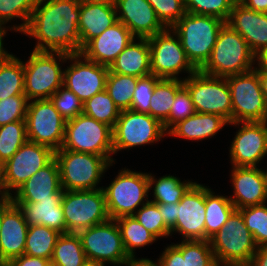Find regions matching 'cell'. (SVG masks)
Segmentation results:
<instances>
[{"instance_id": "obj_40", "label": "cell", "mask_w": 267, "mask_h": 266, "mask_svg": "<svg viewBox=\"0 0 267 266\" xmlns=\"http://www.w3.org/2000/svg\"><path fill=\"white\" fill-rule=\"evenodd\" d=\"M38 0H0V23L5 25L19 18L23 23L11 26L10 30L23 33Z\"/></svg>"}, {"instance_id": "obj_22", "label": "cell", "mask_w": 267, "mask_h": 266, "mask_svg": "<svg viewBox=\"0 0 267 266\" xmlns=\"http://www.w3.org/2000/svg\"><path fill=\"white\" fill-rule=\"evenodd\" d=\"M233 194L229 196L237 209L267 203V180L262 168L232 167Z\"/></svg>"}, {"instance_id": "obj_37", "label": "cell", "mask_w": 267, "mask_h": 266, "mask_svg": "<svg viewBox=\"0 0 267 266\" xmlns=\"http://www.w3.org/2000/svg\"><path fill=\"white\" fill-rule=\"evenodd\" d=\"M138 78L121 75L109 70L105 90L120 111L129 110Z\"/></svg>"}, {"instance_id": "obj_31", "label": "cell", "mask_w": 267, "mask_h": 266, "mask_svg": "<svg viewBox=\"0 0 267 266\" xmlns=\"http://www.w3.org/2000/svg\"><path fill=\"white\" fill-rule=\"evenodd\" d=\"M183 87V79L161 78L154 87L149 115L162 124L168 119L176 93Z\"/></svg>"}, {"instance_id": "obj_50", "label": "cell", "mask_w": 267, "mask_h": 266, "mask_svg": "<svg viewBox=\"0 0 267 266\" xmlns=\"http://www.w3.org/2000/svg\"><path fill=\"white\" fill-rule=\"evenodd\" d=\"M157 260L160 266H186V240L167 246Z\"/></svg>"}, {"instance_id": "obj_6", "label": "cell", "mask_w": 267, "mask_h": 266, "mask_svg": "<svg viewBox=\"0 0 267 266\" xmlns=\"http://www.w3.org/2000/svg\"><path fill=\"white\" fill-rule=\"evenodd\" d=\"M59 150L103 156L113 164V130L107 124L84 113L79 114L74 119L66 121L64 141Z\"/></svg>"}, {"instance_id": "obj_62", "label": "cell", "mask_w": 267, "mask_h": 266, "mask_svg": "<svg viewBox=\"0 0 267 266\" xmlns=\"http://www.w3.org/2000/svg\"><path fill=\"white\" fill-rule=\"evenodd\" d=\"M2 219H3V201H0V231H1Z\"/></svg>"}, {"instance_id": "obj_34", "label": "cell", "mask_w": 267, "mask_h": 266, "mask_svg": "<svg viewBox=\"0 0 267 266\" xmlns=\"http://www.w3.org/2000/svg\"><path fill=\"white\" fill-rule=\"evenodd\" d=\"M57 230L44 225H31L28 228L24 254L51 260L58 237Z\"/></svg>"}, {"instance_id": "obj_59", "label": "cell", "mask_w": 267, "mask_h": 266, "mask_svg": "<svg viewBox=\"0 0 267 266\" xmlns=\"http://www.w3.org/2000/svg\"><path fill=\"white\" fill-rule=\"evenodd\" d=\"M257 65H259L267 73V51L257 58Z\"/></svg>"}, {"instance_id": "obj_13", "label": "cell", "mask_w": 267, "mask_h": 266, "mask_svg": "<svg viewBox=\"0 0 267 266\" xmlns=\"http://www.w3.org/2000/svg\"><path fill=\"white\" fill-rule=\"evenodd\" d=\"M88 260L123 266L130 258L116 220L110 219L77 233Z\"/></svg>"}, {"instance_id": "obj_44", "label": "cell", "mask_w": 267, "mask_h": 266, "mask_svg": "<svg viewBox=\"0 0 267 266\" xmlns=\"http://www.w3.org/2000/svg\"><path fill=\"white\" fill-rule=\"evenodd\" d=\"M49 99L66 121L83 113V102L65 86H61Z\"/></svg>"}, {"instance_id": "obj_38", "label": "cell", "mask_w": 267, "mask_h": 266, "mask_svg": "<svg viewBox=\"0 0 267 266\" xmlns=\"http://www.w3.org/2000/svg\"><path fill=\"white\" fill-rule=\"evenodd\" d=\"M83 113L114 128L121 111L106 90H103L83 103Z\"/></svg>"}, {"instance_id": "obj_60", "label": "cell", "mask_w": 267, "mask_h": 266, "mask_svg": "<svg viewBox=\"0 0 267 266\" xmlns=\"http://www.w3.org/2000/svg\"><path fill=\"white\" fill-rule=\"evenodd\" d=\"M118 0H80V2L86 3H99V4H107L115 6Z\"/></svg>"}, {"instance_id": "obj_21", "label": "cell", "mask_w": 267, "mask_h": 266, "mask_svg": "<svg viewBox=\"0 0 267 266\" xmlns=\"http://www.w3.org/2000/svg\"><path fill=\"white\" fill-rule=\"evenodd\" d=\"M134 38L131 31L117 21L100 35L89 40L80 53L88 60L110 67Z\"/></svg>"}, {"instance_id": "obj_16", "label": "cell", "mask_w": 267, "mask_h": 266, "mask_svg": "<svg viewBox=\"0 0 267 266\" xmlns=\"http://www.w3.org/2000/svg\"><path fill=\"white\" fill-rule=\"evenodd\" d=\"M70 66L63 69V86L83 103L105 90L109 67L88 60L81 53L68 54Z\"/></svg>"}, {"instance_id": "obj_56", "label": "cell", "mask_w": 267, "mask_h": 266, "mask_svg": "<svg viewBox=\"0 0 267 266\" xmlns=\"http://www.w3.org/2000/svg\"><path fill=\"white\" fill-rule=\"evenodd\" d=\"M124 266H160L158 260H150L149 258L130 257L124 264Z\"/></svg>"}, {"instance_id": "obj_35", "label": "cell", "mask_w": 267, "mask_h": 266, "mask_svg": "<svg viewBox=\"0 0 267 266\" xmlns=\"http://www.w3.org/2000/svg\"><path fill=\"white\" fill-rule=\"evenodd\" d=\"M123 245L129 257H135V249L151 245L157 238L141 225L134 216H124L116 219Z\"/></svg>"}, {"instance_id": "obj_29", "label": "cell", "mask_w": 267, "mask_h": 266, "mask_svg": "<svg viewBox=\"0 0 267 266\" xmlns=\"http://www.w3.org/2000/svg\"><path fill=\"white\" fill-rule=\"evenodd\" d=\"M225 125H229V122L220 115L195 112L175 124L168 131V135L199 141L214 137Z\"/></svg>"}, {"instance_id": "obj_10", "label": "cell", "mask_w": 267, "mask_h": 266, "mask_svg": "<svg viewBox=\"0 0 267 266\" xmlns=\"http://www.w3.org/2000/svg\"><path fill=\"white\" fill-rule=\"evenodd\" d=\"M226 79L231 93L232 123L267 121V105L259 78V65Z\"/></svg>"}, {"instance_id": "obj_55", "label": "cell", "mask_w": 267, "mask_h": 266, "mask_svg": "<svg viewBox=\"0 0 267 266\" xmlns=\"http://www.w3.org/2000/svg\"><path fill=\"white\" fill-rule=\"evenodd\" d=\"M251 263L253 266H267V246L257 248L254 253Z\"/></svg>"}, {"instance_id": "obj_2", "label": "cell", "mask_w": 267, "mask_h": 266, "mask_svg": "<svg viewBox=\"0 0 267 266\" xmlns=\"http://www.w3.org/2000/svg\"><path fill=\"white\" fill-rule=\"evenodd\" d=\"M257 56L245 39L228 24L220 29L207 62L199 69L204 74L226 78L255 68Z\"/></svg>"}, {"instance_id": "obj_28", "label": "cell", "mask_w": 267, "mask_h": 266, "mask_svg": "<svg viewBox=\"0 0 267 266\" xmlns=\"http://www.w3.org/2000/svg\"><path fill=\"white\" fill-rule=\"evenodd\" d=\"M136 40H138L137 43ZM109 70L113 73L135 76L137 78L152 74L148 39L134 38L117 56L110 65Z\"/></svg>"}, {"instance_id": "obj_12", "label": "cell", "mask_w": 267, "mask_h": 266, "mask_svg": "<svg viewBox=\"0 0 267 266\" xmlns=\"http://www.w3.org/2000/svg\"><path fill=\"white\" fill-rule=\"evenodd\" d=\"M150 46L151 73L164 79H182L180 72L188 77L198 69L190 62L178 36L171 28L148 38Z\"/></svg>"}, {"instance_id": "obj_45", "label": "cell", "mask_w": 267, "mask_h": 266, "mask_svg": "<svg viewBox=\"0 0 267 266\" xmlns=\"http://www.w3.org/2000/svg\"><path fill=\"white\" fill-rule=\"evenodd\" d=\"M165 28H172L186 13L185 0H147Z\"/></svg>"}, {"instance_id": "obj_4", "label": "cell", "mask_w": 267, "mask_h": 266, "mask_svg": "<svg viewBox=\"0 0 267 266\" xmlns=\"http://www.w3.org/2000/svg\"><path fill=\"white\" fill-rule=\"evenodd\" d=\"M67 57L63 52L32 51L23 62L24 94L29 101L49 99L63 86L64 70L60 62H66Z\"/></svg>"}, {"instance_id": "obj_14", "label": "cell", "mask_w": 267, "mask_h": 266, "mask_svg": "<svg viewBox=\"0 0 267 266\" xmlns=\"http://www.w3.org/2000/svg\"><path fill=\"white\" fill-rule=\"evenodd\" d=\"M113 130V152L152 144L168 134L163 124L147 113L121 111Z\"/></svg>"}, {"instance_id": "obj_42", "label": "cell", "mask_w": 267, "mask_h": 266, "mask_svg": "<svg viewBox=\"0 0 267 266\" xmlns=\"http://www.w3.org/2000/svg\"><path fill=\"white\" fill-rule=\"evenodd\" d=\"M238 0H185L186 13L213 16L227 22Z\"/></svg>"}, {"instance_id": "obj_32", "label": "cell", "mask_w": 267, "mask_h": 266, "mask_svg": "<svg viewBox=\"0 0 267 266\" xmlns=\"http://www.w3.org/2000/svg\"><path fill=\"white\" fill-rule=\"evenodd\" d=\"M149 190L153 188L151 202L156 204L178 203L187 190L195 183L192 181H181L172 175H165L155 178L151 173L148 174ZM154 185V186H153Z\"/></svg>"}, {"instance_id": "obj_26", "label": "cell", "mask_w": 267, "mask_h": 266, "mask_svg": "<svg viewBox=\"0 0 267 266\" xmlns=\"http://www.w3.org/2000/svg\"><path fill=\"white\" fill-rule=\"evenodd\" d=\"M64 190L61 189L51 199H39L37 202H13L22 210L29 226L44 225L67 234L61 200Z\"/></svg>"}, {"instance_id": "obj_53", "label": "cell", "mask_w": 267, "mask_h": 266, "mask_svg": "<svg viewBox=\"0 0 267 266\" xmlns=\"http://www.w3.org/2000/svg\"><path fill=\"white\" fill-rule=\"evenodd\" d=\"M246 8L256 12L267 13V0H238Z\"/></svg>"}, {"instance_id": "obj_25", "label": "cell", "mask_w": 267, "mask_h": 266, "mask_svg": "<svg viewBox=\"0 0 267 266\" xmlns=\"http://www.w3.org/2000/svg\"><path fill=\"white\" fill-rule=\"evenodd\" d=\"M61 189L59 166L53 158L12 194L14 195L12 202H37L39 199H51Z\"/></svg>"}, {"instance_id": "obj_54", "label": "cell", "mask_w": 267, "mask_h": 266, "mask_svg": "<svg viewBox=\"0 0 267 266\" xmlns=\"http://www.w3.org/2000/svg\"><path fill=\"white\" fill-rule=\"evenodd\" d=\"M6 200H12V193L6 186L4 163L0 161V201Z\"/></svg>"}, {"instance_id": "obj_17", "label": "cell", "mask_w": 267, "mask_h": 266, "mask_svg": "<svg viewBox=\"0 0 267 266\" xmlns=\"http://www.w3.org/2000/svg\"><path fill=\"white\" fill-rule=\"evenodd\" d=\"M229 124L241 126L229 148L232 167H257L267 155V121Z\"/></svg>"}, {"instance_id": "obj_63", "label": "cell", "mask_w": 267, "mask_h": 266, "mask_svg": "<svg viewBox=\"0 0 267 266\" xmlns=\"http://www.w3.org/2000/svg\"><path fill=\"white\" fill-rule=\"evenodd\" d=\"M225 266H253L251 262L248 263H235V264H228Z\"/></svg>"}, {"instance_id": "obj_64", "label": "cell", "mask_w": 267, "mask_h": 266, "mask_svg": "<svg viewBox=\"0 0 267 266\" xmlns=\"http://www.w3.org/2000/svg\"><path fill=\"white\" fill-rule=\"evenodd\" d=\"M263 172H264L265 178L267 180V169L266 170L263 169Z\"/></svg>"}, {"instance_id": "obj_3", "label": "cell", "mask_w": 267, "mask_h": 266, "mask_svg": "<svg viewBox=\"0 0 267 266\" xmlns=\"http://www.w3.org/2000/svg\"><path fill=\"white\" fill-rule=\"evenodd\" d=\"M225 23L217 17L185 13L171 29L190 62L199 70L209 59Z\"/></svg>"}, {"instance_id": "obj_18", "label": "cell", "mask_w": 267, "mask_h": 266, "mask_svg": "<svg viewBox=\"0 0 267 266\" xmlns=\"http://www.w3.org/2000/svg\"><path fill=\"white\" fill-rule=\"evenodd\" d=\"M54 158V151L45 145L26 141L4 164L5 183L11 193Z\"/></svg>"}, {"instance_id": "obj_7", "label": "cell", "mask_w": 267, "mask_h": 266, "mask_svg": "<svg viewBox=\"0 0 267 266\" xmlns=\"http://www.w3.org/2000/svg\"><path fill=\"white\" fill-rule=\"evenodd\" d=\"M209 242L218 266L251 262L258 248L238 210L230 215Z\"/></svg>"}, {"instance_id": "obj_33", "label": "cell", "mask_w": 267, "mask_h": 266, "mask_svg": "<svg viewBox=\"0 0 267 266\" xmlns=\"http://www.w3.org/2000/svg\"><path fill=\"white\" fill-rule=\"evenodd\" d=\"M86 260L78 234L67 233L58 237L50 260L51 266H81Z\"/></svg>"}, {"instance_id": "obj_36", "label": "cell", "mask_w": 267, "mask_h": 266, "mask_svg": "<svg viewBox=\"0 0 267 266\" xmlns=\"http://www.w3.org/2000/svg\"><path fill=\"white\" fill-rule=\"evenodd\" d=\"M24 94L23 61L13 55L0 63V100Z\"/></svg>"}, {"instance_id": "obj_48", "label": "cell", "mask_w": 267, "mask_h": 266, "mask_svg": "<svg viewBox=\"0 0 267 266\" xmlns=\"http://www.w3.org/2000/svg\"><path fill=\"white\" fill-rule=\"evenodd\" d=\"M29 100L25 94L0 100V126L25 120Z\"/></svg>"}, {"instance_id": "obj_58", "label": "cell", "mask_w": 267, "mask_h": 266, "mask_svg": "<svg viewBox=\"0 0 267 266\" xmlns=\"http://www.w3.org/2000/svg\"><path fill=\"white\" fill-rule=\"evenodd\" d=\"M259 78L261 81L262 91L267 105V73L259 66Z\"/></svg>"}, {"instance_id": "obj_15", "label": "cell", "mask_w": 267, "mask_h": 266, "mask_svg": "<svg viewBox=\"0 0 267 266\" xmlns=\"http://www.w3.org/2000/svg\"><path fill=\"white\" fill-rule=\"evenodd\" d=\"M25 122L28 141L48 146L54 152L61 149L66 120L50 99L29 101Z\"/></svg>"}, {"instance_id": "obj_49", "label": "cell", "mask_w": 267, "mask_h": 266, "mask_svg": "<svg viewBox=\"0 0 267 266\" xmlns=\"http://www.w3.org/2000/svg\"><path fill=\"white\" fill-rule=\"evenodd\" d=\"M195 113L193 102L188 90L183 86L175 95L168 119L163 123L164 129L168 132L181 120L192 116Z\"/></svg>"}, {"instance_id": "obj_61", "label": "cell", "mask_w": 267, "mask_h": 266, "mask_svg": "<svg viewBox=\"0 0 267 266\" xmlns=\"http://www.w3.org/2000/svg\"><path fill=\"white\" fill-rule=\"evenodd\" d=\"M107 264L94 260H86L81 266H106Z\"/></svg>"}, {"instance_id": "obj_47", "label": "cell", "mask_w": 267, "mask_h": 266, "mask_svg": "<svg viewBox=\"0 0 267 266\" xmlns=\"http://www.w3.org/2000/svg\"><path fill=\"white\" fill-rule=\"evenodd\" d=\"M186 266H218L208 240H186Z\"/></svg>"}, {"instance_id": "obj_24", "label": "cell", "mask_w": 267, "mask_h": 266, "mask_svg": "<svg viewBox=\"0 0 267 266\" xmlns=\"http://www.w3.org/2000/svg\"><path fill=\"white\" fill-rule=\"evenodd\" d=\"M115 7L118 21L123 23L135 38L148 39L166 29L147 0H118Z\"/></svg>"}, {"instance_id": "obj_30", "label": "cell", "mask_w": 267, "mask_h": 266, "mask_svg": "<svg viewBox=\"0 0 267 266\" xmlns=\"http://www.w3.org/2000/svg\"><path fill=\"white\" fill-rule=\"evenodd\" d=\"M236 210L228 196L216 195L205 186V240L215 235Z\"/></svg>"}, {"instance_id": "obj_8", "label": "cell", "mask_w": 267, "mask_h": 266, "mask_svg": "<svg viewBox=\"0 0 267 266\" xmlns=\"http://www.w3.org/2000/svg\"><path fill=\"white\" fill-rule=\"evenodd\" d=\"M102 189L110 219L133 216L140 206L149 201L148 173L124 168L109 186Z\"/></svg>"}, {"instance_id": "obj_57", "label": "cell", "mask_w": 267, "mask_h": 266, "mask_svg": "<svg viewBox=\"0 0 267 266\" xmlns=\"http://www.w3.org/2000/svg\"><path fill=\"white\" fill-rule=\"evenodd\" d=\"M7 31L8 28L6 30V26L0 23V63L7 61L13 56V54L8 53L3 47V37H5Z\"/></svg>"}, {"instance_id": "obj_39", "label": "cell", "mask_w": 267, "mask_h": 266, "mask_svg": "<svg viewBox=\"0 0 267 266\" xmlns=\"http://www.w3.org/2000/svg\"><path fill=\"white\" fill-rule=\"evenodd\" d=\"M26 141L25 120L0 126V161L5 164Z\"/></svg>"}, {"instance_id": "obj_20", "label": "cell", "mask_w": 267, "mask_h": 266, "mask_svg": "<svg viewBox=\"0 0 267 266\" xmlns=\"http://www.w3.org/2000/svg\"><path fill=\"white\" fill-rule=\"evenodd\" d=\"M29 225L19 206L12 200L3 201V219L0 231V262L7 264L10 260L24 254Z\"/></svg>"}, {"instance_id": "obj_23", "label": "cell", "mask_w": 267, "mask_h": 266, "mask_svg": "<svg viewBox=\"0 0 267 266\" xmlns=\"http://www.w3.org/2000/svg\"><path fill=\"white\" fill-rule=\"evenodd\" d=\"M226 24L245 39L257 58L267 51V13L248 9L237 1Z\"/></svg>"}, {"instance_id": "obj_27", "label": "cell", "mask_w": 267, "mask_h": 266, "mask_svg": "<svg viewBox=\"0 0 267 266\" xmlns=\"http://www.w3.org/2000/svg\"><path fill=\"white\" fill-rule=\"evenodd\" d=\"M80 21L78 25L82 47L94 37L118 21L116 7L113 5L80 2Z\"/></svg>"}, {"instance_id": "obj_11", "label": "cell", "mask_w": 267, "mask_h": 266, "mask_svg": "<svg viewBox=\"0 0 267 266\" xmlns=\"http://www.w3.org/2000/svg\"><path fill=\"white\" fill-rule=\"evenodd\" d=\"M195 112L217 114L232 123L231 93L226 78L204 74L197 70L183 78Z\"/></svg>"}, {"instance_id": "obj_1", "label": "cell", "mask_w": 267, "mask_h": 266, "mask_svg": "<svg viewBox=\"0 0 267 266\" xmlns=\"http://www.w3.org/2000/svg\"><path fill=\"white\" fill-rule=\"evenodd\" d=\"M80 0H38L23 32L38 42L33 50L81 52Z\"/></svg>"}, {"instance_id": "obj_5", "label": "cell", "mask_w": 267, "mask_h": 266, "mask_svg": "<svg viewBox=\"0 0 267 266\" xmlns=\"http://www.w3.org/2000/svg\"><path fill=\"white\" fill-rule=\"evenodd\" d=\"M54 158L59 166L61 187L66 191L103 188L97 185L113 165L103 156L70 150H57Z\"/></svg>"}, {"instance_id": "obj_19", "label": "cell", "mask_w": 267, "mask_h": 266, "mask_svg": "<svg viewBox=\"0 0 267 266\" xmlns=\"http://www.w3.org/2000/svg\"><path fill=\"white\" fill-rule=\"evenodd\" d=\"M176 225L170 230L183 240H205V186L195 182L177 203Z\"/></svg>"}, {"instance_id": "obj_51", "label": "cell", "mask_w": 267, "mask_h": 266, "mask_svg": "<svg viewBox=\"0 0 267 266\" xmlns=\"http://www.w3.org/2000/svg\"><path fill=\"white\" fill-rule=\"evenodd\" d=\"M6 266H51V263L49 259L23 254L10 260Z\"/></svg>"}, {"instance_id": "obj_41", "label": "cell", "mask_w": 267, "mask_h": 266, "mask_svg": "<svg viewBox=\"0 0 267 266\" xmlns=\"http://www.w3.org/2000/svg\"><path fill=\"white\" fill-rule=\"evenodd\" d=\"M243 216L246 227L252 233L257 247L267 246L266 203L237 209Z\"/></svg>"}, {"instance_id": "obj_46", "label": "cell", "mask_w": 267, "mask_h": 266, "mask_svg": "<svg viewBox=\"0 0 267 266\" xmlns=\"http://www.w3.org/2000/svg\"><path fill=\"white\" fill-rule=\"evenodd\" d=\"M160 79L153 74L138 78L129 110L149 114L150 100L154 93V87Z\"/></svg>"}, {"instance_id": "obj_65", "label": "cell", "mask_w": 267, "mask_h": 266, "mask_svg": "<svg viewBox=\"0 0 267 266\" xmlns=\"http://www.w3.org/2000/svg\"><path fill=\"white\" fill-rule=\"evenodd\" d=\"M0 266H6V264L0 262Z\"/></svg>"}, {"instance_id": "obj_9", "label": "cell", "mask_w": 267, "mask_h": 266, "mask_svg": "<svg viewBox=\"0 0 267 266\" xmlns=\"http://www.w3.org/2000/svg\"><path fill=\"white\" fill-rule=\"evenodd\" d=\"M67 233H75L110 220L102 188L64 190L61 200Z\"/></svg>"}, {"instance_id": "obj_52", "label": "cell", "mask_w": 267, "mask_h": 266, "mask_svg": "<svg viewBox=\"0 0 267 266\" xmlns=\"http://www.w3.org/2000/svg\"><path fill=\"white\" fill-rule=\"evenodd\" d=\"M159 212L164 220L166 227L171 230L176 225L177 203L159 204Z\"/></svg>"}, {"instance_id": "obj_43", "label": "cell", "mask_w": 267, "mask_h": 266, "mask_svg": "<svg viewBox=\"0 0 267 266\" xmlns=\"http://www.w3.org/2000/svg\"><path fill=\"white\" fill-rule=\"evenodd\" d=\"M138 222L150 231L157 239L171 236L159 212V204L150 200L139 208L133 215Z\"/></svg>"}]
</instances>
